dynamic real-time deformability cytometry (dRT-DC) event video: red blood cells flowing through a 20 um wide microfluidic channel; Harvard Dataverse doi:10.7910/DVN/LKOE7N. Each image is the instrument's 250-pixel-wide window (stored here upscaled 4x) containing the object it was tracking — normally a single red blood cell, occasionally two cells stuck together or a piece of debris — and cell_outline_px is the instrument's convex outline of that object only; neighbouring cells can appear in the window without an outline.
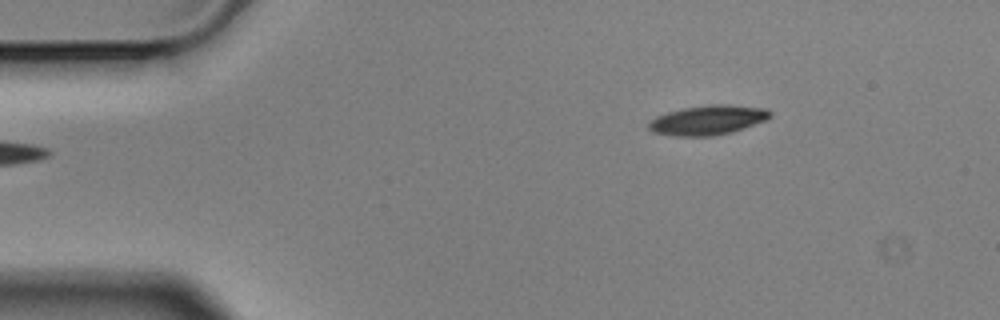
{"species": "Egyptian fruit bat (a non-hibernating species)", "species_latin": "Rousettus aegyptiacus", "temperature_condition": "cold", "stored_images_in_passage": 3, "camera_frame_rate_fps": 3000, "um_per_image_px": 0.085, "animal": {"sex": "male"}, "frame": {"image": 1, "passage_image": 1, "time_ms": 0.0, "image_size_px": [1000, 320], "cell_outline_px": [[772, 116], [768, 120], [732, 132], [712, 136], [672, 136], [652, 132], [648, 128], [648, 120], [656, 116], [668, 112], [684, 108], [708, 104], [728, 104], [768, 108], [772, 112]], "centroid_in_image_um": [60.19, 10.2], "position_along_channel_um": 24.8, "area_um2": 21.33}}